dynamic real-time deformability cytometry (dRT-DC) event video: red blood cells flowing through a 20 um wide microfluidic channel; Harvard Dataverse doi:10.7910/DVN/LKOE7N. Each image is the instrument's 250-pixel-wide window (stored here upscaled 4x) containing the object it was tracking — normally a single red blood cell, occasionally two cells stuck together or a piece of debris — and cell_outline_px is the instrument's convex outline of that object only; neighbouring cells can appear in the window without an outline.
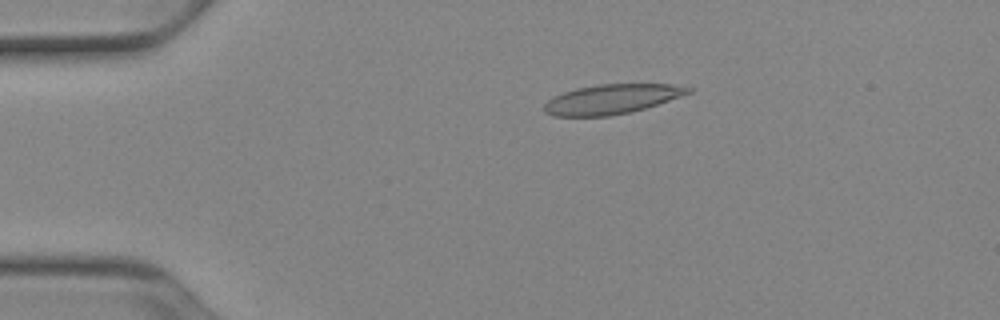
{"species": "Egyptian fruit bat (a non-hibernating species)", "species_latin": "Rousettus aegyptiacus", "temperature_condition": "cold", "stored_images_in_passage": 51, "camera_frame_rate_fps": 3000, "um_per_image_px": 0.085, "animal": {"sex": "female"}, "frame": {"image": 1, "passage_image": 10, "time_ms": 3.0, "image_size_px": [1000, 320], "cell_outline_px": [[692, 92], [644, 108], [628, 112], [608, 116], [552, 116], [544, 112], [544, 104], [548, 100], [564, 92], [576, 88], [596, 84], [672, 84], [692, 88]], "centroid_in_image_um": [51.96, 8.42], "position_along_channel_um": 33.0, "area_um2": 24.57}}
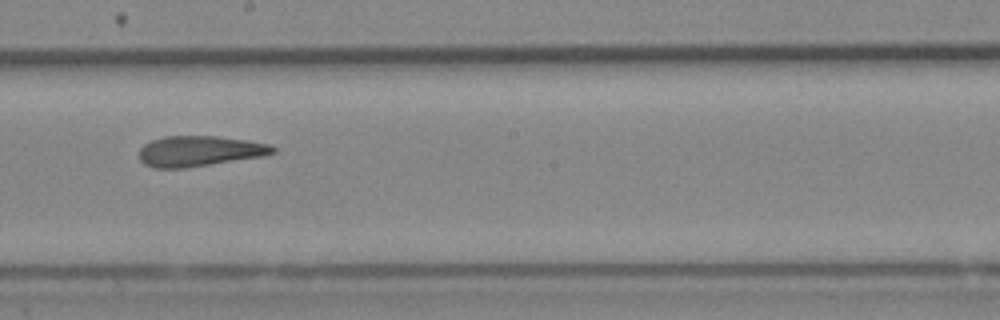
{"frame": {"image": 2, "passage_image": 29, "time_ms": 9.333, "image_size_px": [1000, 320], "cell_outline_px": [[276, 152], [264, 156], [184, 168], [152, 168], [144, 164], [140, 160], [140, 148], [144, 144], [152, 140], [164, 136], [216, 136], [272, 144], [276, 148]], "centroid_in_image_um": [16.96, 12.84], "position_along_channel_um": 231.2, "area_um2": 23.76}}
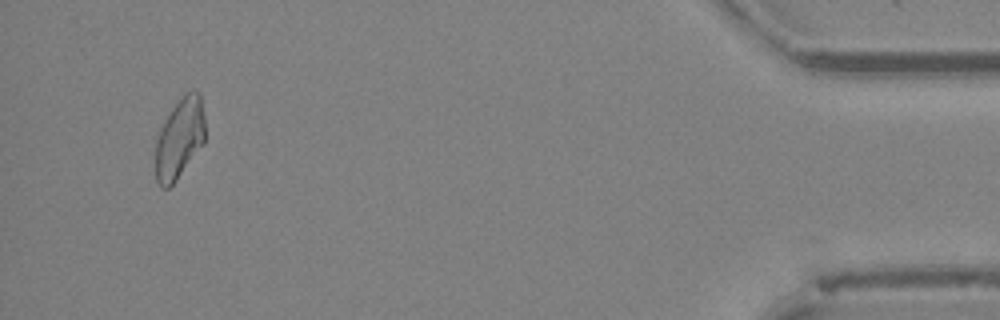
{"frame": {"image": 3, "passage_image": 49, "time_ms": 16.0, "image_size_px": [1000, 320], "cell_outline_px": [[204, 144], [176, 180], [168, 188], [160, 188], [156, 180], [156, 140], [160, 128], [164, 120], [180, 96], [184, 92], [192, 88], [196, 88], [200, 92], [204, 116]], "centroid_in_image_um": [15.27, 11.71], "position_along_channel_um": 419.9, "area_um2": 23.58}, "authors_computed_cell_mechanics": {"area_um2": 24.5072, "velocity_mm_per_s": 3.9012, "shape_relaxation_time_tau1_ms": null, "shape_relaxation_time_tau2_ms": 3.3508, "deformation_change_tau1": null, "deformation_change_tau2": 0.1155}}